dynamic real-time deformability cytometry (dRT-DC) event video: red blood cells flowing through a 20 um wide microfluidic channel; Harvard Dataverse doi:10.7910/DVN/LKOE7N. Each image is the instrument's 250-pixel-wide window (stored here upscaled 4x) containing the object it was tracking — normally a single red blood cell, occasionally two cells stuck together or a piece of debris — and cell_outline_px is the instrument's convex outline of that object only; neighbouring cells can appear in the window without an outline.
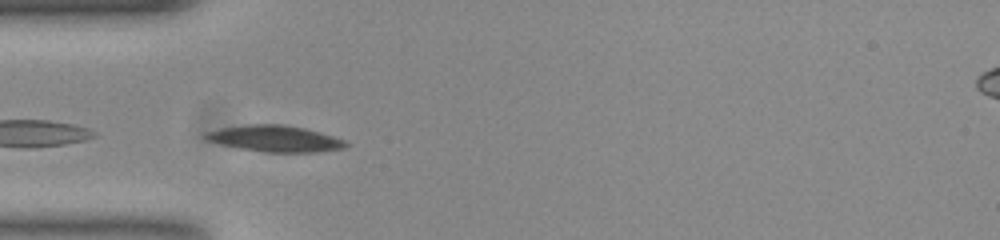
{"species": "common noctule bat (a hibernating species)", "species_latin": "Nyctalus noctula", "temperature_condition": "room temperature", "stored_images_in_passage": 40, "camera_frame_rate_fps": 3000, "um_per_image_px": 0.085, "animal": {"sex": "female", "body_mass_g": 23.0, "forearm_length_mm": 53.4}, "frame": {"image": 1, "passage_image": 2, "time_ms": 0.333, "image_size_px": [1000, 240], "cell_outline_px": [[348, 144], [344, 148], [316, 152], [264, 152], [240, 148], [220, 144], [208, 140], [204, 136], [204, 132], [220, 128], [248, 124], [284, 124], [304, 128], [320, 132], [344, 140]], "centroid_in_image_um": [23.35, 11.77], "position_along_channel_um": 61.6, "area_um2": 21.39}}
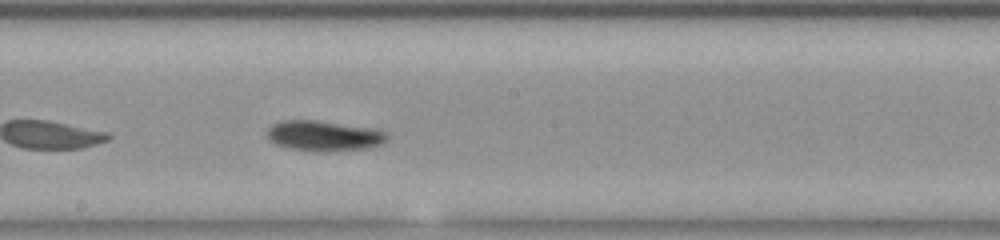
{"frame": {"image": 2, "passage_image": 15, "time_ms": 4.667, "image_size_px": [1000, 240], "cell_outline_px": [[384, 140], [380, 144], [360, 148], [328, 152], [316, 152], [288, 148], [276, 144], [268, 140], [268, 128], [272, 124], [280, 120], [316, 120], [368, 128], [384, 132]], "centroid_in_image_um": [27.38, 11.55], "position_along_channel_um": 220.8, "area_um2": 20.75}}
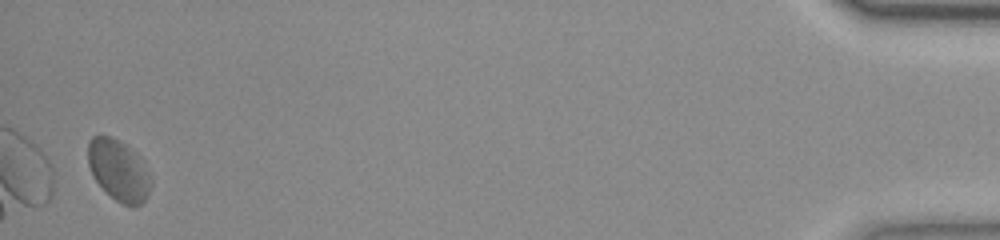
{"frame": {"image": 3, "passage_image": 39, "time_ms": 12.667, "image_size_px": [1000, 240], "cell_outline_px": [[152, 184], [148, 196], [140, 204], [132, 208], [116, 200], [96, 180], [88, 164], [88, 140], [92, 136], [112, 136], [136, 152], [152, 180]], "centroid_in_image_um": [10.1, 14.47], "position_along_channel_um": 425.1, "area_um2": 22.14}, "authors_computed_cell_mechanics": {"area_um2": 20.2878, "velocity_mm_per_s": 3.7154, "shape_relaxation_time_tau1_ms": 4.1335, "shape_relaxation_time_tau2_ms": 4.9372, "deformation_change_tau1": 0.0968, "deformation_change_tau2": 0.1068}}